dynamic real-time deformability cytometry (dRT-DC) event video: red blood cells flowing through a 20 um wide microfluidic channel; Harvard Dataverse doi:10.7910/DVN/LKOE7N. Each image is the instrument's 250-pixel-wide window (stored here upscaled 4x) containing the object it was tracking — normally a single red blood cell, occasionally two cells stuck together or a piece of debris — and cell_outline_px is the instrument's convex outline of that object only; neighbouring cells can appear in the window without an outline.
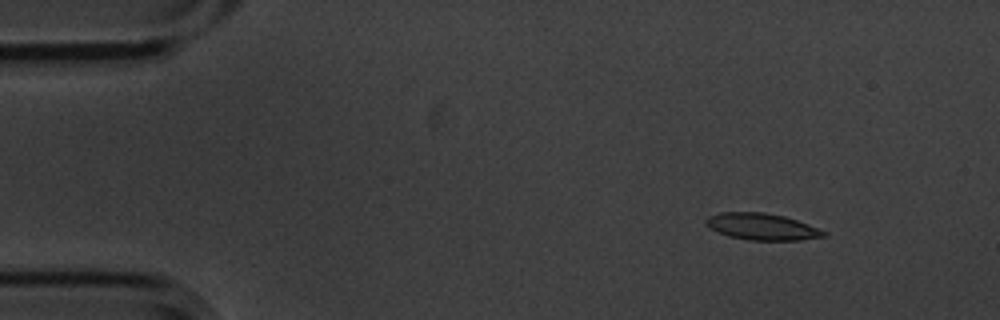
{"species": "common noctule bat (a hibernating species)", "species_latin": "Nyctalus noctula", "temperature_condition": "cold", "stored_images_in_passage": 4, "segment_of_instrument_passage": [1, 2], "camera_frame_rate_fps": 3000, "um_per_image_px": 0.085, "animal": {"sex": "male", "body_mass_g": 20.1, "forearm_length_mm": 53.5}, "frame": {"image": 1, "passage_image": 1, "time_ms": 0.0, "image_size_px": [1000, 320], "cell_outline_px": [[828, 232], [824, 236], [800, 240], [748, 240], [728, 236], [708, 228], [704, 224], [704, 220], [708, 216], [720, 212], [764, 212], [784, 216], [808, 224]], "centroid_in_image_um": [64.71, 19.26], "position_along_channel_um": 20.3, "area_um2": 18.38}}